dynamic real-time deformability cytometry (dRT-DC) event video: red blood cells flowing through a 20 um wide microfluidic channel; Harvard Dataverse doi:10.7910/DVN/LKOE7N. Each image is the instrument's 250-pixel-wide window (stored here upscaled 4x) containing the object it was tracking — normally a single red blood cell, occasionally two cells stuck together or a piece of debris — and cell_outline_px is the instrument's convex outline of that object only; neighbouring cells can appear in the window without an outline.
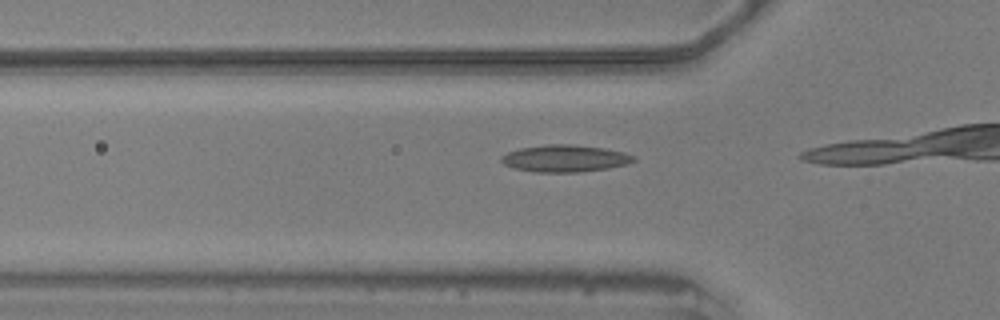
{"species": "common noctule bat (a hibernating species)", "species_latin": "Nyctalus noctula", "temperature_condition": "warm", "stored_images_in_passage": 8, "camera_frame_rate_fps": 3000, "um_per_image_px": 0.085, "animal": {"sex": "male", "body_mass_g": 20.5, "forearm_length_mm": 52.5}, "frame": {"image": 1, "passage_image": 6, "time_ms": 1.667, "image_size_px": [1000, 320], "cell_outline_px": [[636, 160], [628, 164], [608, 168], [576, 172], [536, 172], [516, 168], [504, 164], [500, 160], [500, 156], [508, 152], [520, 148], [548, 144], [572, 144], [604, 148], [624, 152], [636, 156]], "centroid_in_image_um": [48.04, 13.46], "position_along_channel_um": 77.8, "area_um2": 20.81}}